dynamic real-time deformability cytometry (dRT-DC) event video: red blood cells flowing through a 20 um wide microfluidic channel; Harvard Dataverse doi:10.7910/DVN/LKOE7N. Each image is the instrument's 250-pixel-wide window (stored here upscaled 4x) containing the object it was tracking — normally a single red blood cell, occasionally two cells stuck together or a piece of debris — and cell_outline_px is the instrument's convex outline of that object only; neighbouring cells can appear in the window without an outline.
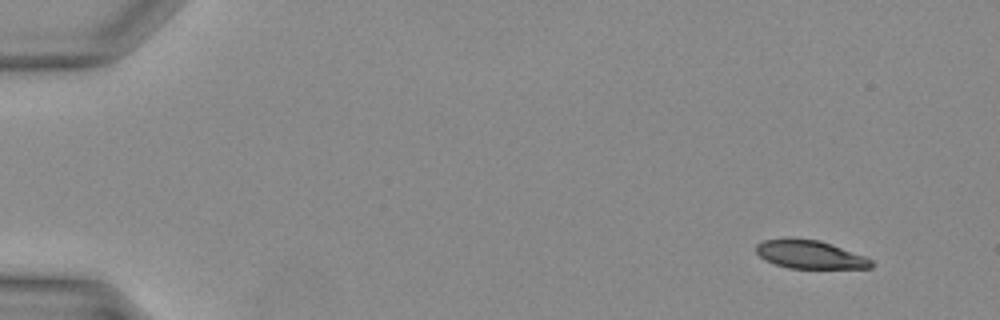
{"species": "Egyptian fruit bat (a non-hibernating species)", "species_latin": "Rousettus aegyptiacus", "temperature_condition": "warm", "stored_images_in_passage": 11, "camera_frame_rate_fps": 3000, "um_per_image_px": 0.085, "animal": {"sex": "female"}, "frame": {"image": 1, "passage_image": 1, "time_ms": 0.0, "image_size_px": [1000, 320], "cell_outline_px": [[872, 268], [788, 268], [764, 260], [756, 252], [756, 244], [764, 240], [820, 240], [864, 256], [872, 260]], "centroid_in_image_um": [68.85, 21.66], "position_along_channel_um": 16.1, "area_um2": 18.38}}